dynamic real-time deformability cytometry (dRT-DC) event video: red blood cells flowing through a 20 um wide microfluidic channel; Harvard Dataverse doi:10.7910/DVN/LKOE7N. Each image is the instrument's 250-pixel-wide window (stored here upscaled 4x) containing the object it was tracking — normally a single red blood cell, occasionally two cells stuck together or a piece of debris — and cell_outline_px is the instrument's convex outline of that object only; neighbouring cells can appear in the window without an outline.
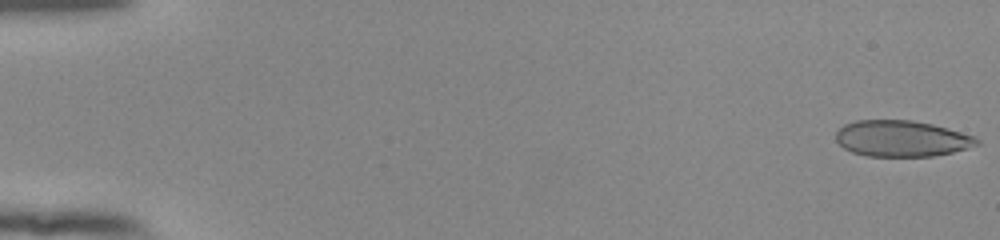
{"species": "human", "species_latin": "Homo sapiens", "temperature_condition": "room temperature", "stored_images_in_passage": 15, "camera_frame_rate_fps": 3000, "um_per_image_px": 0.085, "donor": {"sex": "female"}, "frame": {"image": 1, "passage_image": 1, "time_ms": 0.0, "image_size_px": [1000, 240], "cell_outline_px": [[980, 144], [968, 148], [952, 152], [932, 156], [868, 156], [852, 152], [844, 148], [836, 140], [836, 132], [844, 124], [856, 120], [912, 120], [932, 124], [948, 128], [976, 136], [980, 140]], "centroid_in_image_um": [76.66, 11.77], "position_along_channel_um": 8.3, "area_um2": 29.77}}